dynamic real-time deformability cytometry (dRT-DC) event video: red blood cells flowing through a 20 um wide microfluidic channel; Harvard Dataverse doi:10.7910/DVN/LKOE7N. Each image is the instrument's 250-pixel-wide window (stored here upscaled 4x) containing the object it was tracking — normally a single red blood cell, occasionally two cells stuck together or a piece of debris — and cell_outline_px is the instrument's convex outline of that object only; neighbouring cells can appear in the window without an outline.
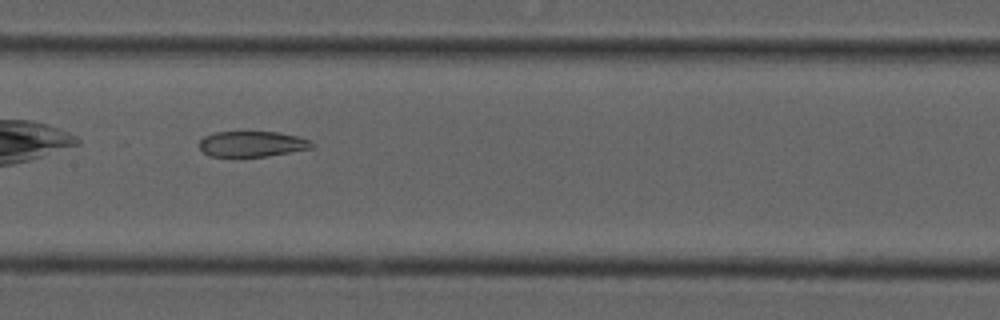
{"species": "common noctule bat (a hibernating species)", "species_latin": "Nyctalus noctula", "temperature_condition": "cold", "stored_images_in_passage": 11, "camera_frame_rate_fps": 3000, "um_per_image_px": 0.085, "animal": {"sex": "male", "forearm_length_mm": 52.5}, "frame": {"image": 1, "passage_image": 6, "time_ms": 1.667, "image_size_px": [1000, 320], "cell_outline_px": [[316, 148], [268, 156], [212, 156], [204, 152], [200, 148], [200, 140], [204, 136], [216, 132], [280, 132], [312, 140], [316, 144]], "centroid_in_image_um": [21.52, 12.23], "position_along_channel_um": 185.9, "area_um2": 16.88}}
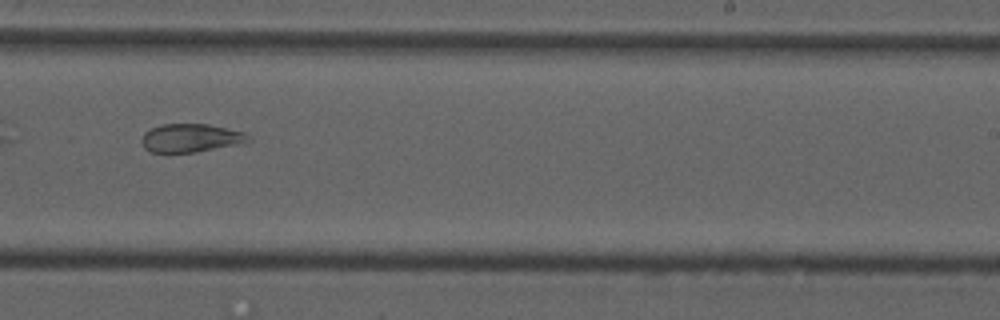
{"frame": {"image": 2, "passage_image": 8, "time_ms": 2.333, "image_size_px": [1000, 320], "cell_outline_px": [[252, 140], [236, 144], [196, 152], [152, 152], [144, 148], [140, 140], [144, 132], [160, 124], [208, 124], [244, 132], [252, 136]], "centroid_in_image_um": [16.2, 11.72], "position_along_channel_um": 272.8, "area_um2": 17.57}}